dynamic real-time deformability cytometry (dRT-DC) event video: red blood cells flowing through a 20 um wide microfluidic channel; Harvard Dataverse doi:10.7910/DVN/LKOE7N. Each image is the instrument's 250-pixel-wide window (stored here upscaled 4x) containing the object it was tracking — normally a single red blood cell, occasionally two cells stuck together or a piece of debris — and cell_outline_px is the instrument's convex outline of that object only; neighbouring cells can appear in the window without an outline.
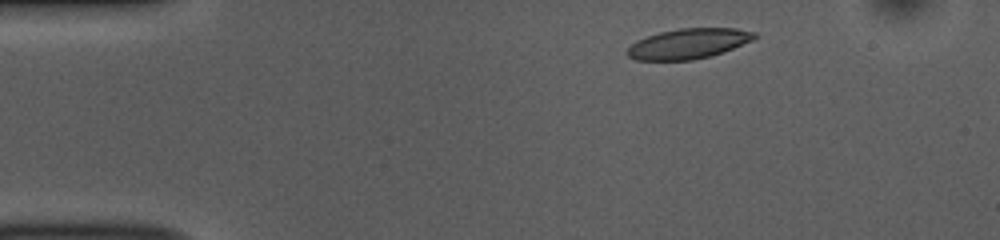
{"species": "common noctule bat (a hibernating species)", "species_latin": "Nyctalus noctula", "temperature_condition": "room temperature", "stored_images_in_passage": 45, "camera_frame_rate_fps": 3000, "um_per_image_px": 0.085, "animal": {"sex": "female", "body_mass_g": 10.0, "forearm_length_mm": 53.1}, "frame": {"image": 1, "passage_image": 1, "time_ms": 0.0, "image_size_px": [1000, 240], "cell_outline_px": [[756, 36], [752, 40], [712, 56], [692, 60], [636, 60], [628, 56], [624, 52], [636, 40], [660, 32], [680, 28], [736, 28], [756, 32]], "centroid_in_image_um": [58.49, 3.71], "position_along_channel_um": 26.5, "area_um2": 22.31}}
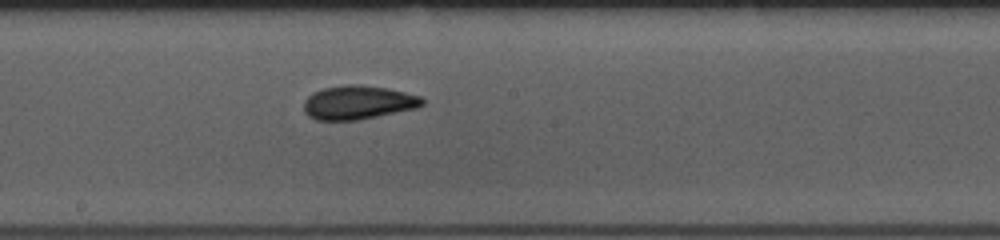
{"frame": {"image": 2, "passage_image": 21, "time_ms": 6.667, "image_size_px": [1000, 240], "cell_outline_px": [[424, 104], [416, 108], [360, 120], [316, 120], [308, 116], [304, 112], [304, 100], [312, 92], [324, 88], [348, 84], [360, 84], [388, 88], [420, 96], [424, 100]], "centroid_in_image_um": [30.42, 8.71], "position_along_channel_um": 217.8, "area_um2": 23.47}}
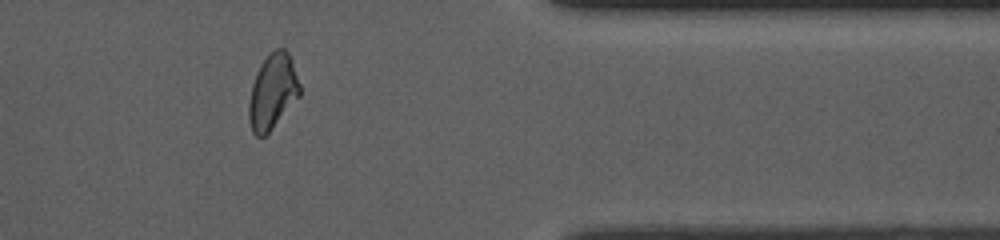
{"frame": {"image": 3, "passage_image": 36, "time_ms": 11.667, "image_size_px": [1000, 240], "cell_outline_px": [[300, 96], [272, 128], [264, 136], [256, 136], [252, 132], [248, 120], [248, 104], [252, 84], [256, 72], [260, 64], [268, 52], [276, 48], [284, 48], [288, 52], [292, 60], [300, 84]], "centroid_in_image_um": [23.16, 7.76], "position_along_channel_um": 388.2, "area_um2": 22.48}, "authors_computed_cell_mechanics": {"area_um2": 22.542, "velocity_mm_per_s": 3.7839, "shape_relaxation_time_tau1_ms": 7.3596, "shape_relaxation_time_tau2_ms": 2.4574, "deformation_change_tau1": 0.1808, "deformation_change_tau2": 0.0811}}